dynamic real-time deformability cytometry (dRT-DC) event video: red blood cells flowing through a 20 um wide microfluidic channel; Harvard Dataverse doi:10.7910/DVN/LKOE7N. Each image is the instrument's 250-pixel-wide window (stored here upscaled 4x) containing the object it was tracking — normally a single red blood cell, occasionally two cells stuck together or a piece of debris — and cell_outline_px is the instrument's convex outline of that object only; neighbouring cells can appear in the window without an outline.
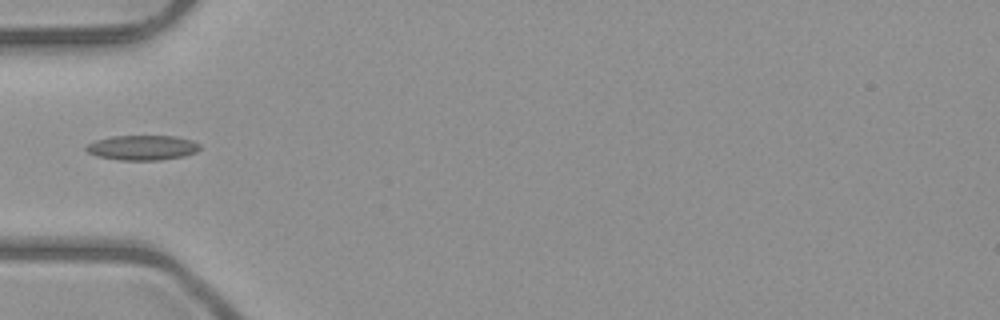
{"species": "common noctule bat (a hibernating species)", "species_latin": "Nyctalus noctula", "temperature_condition": "room temperature", "stored_images_in_passage": 3, "camera_frame_rate_fps": 3000, "um_per_image_px": 0.085, "animal": {"sex": "male", "body_mass_g": 23.1, "forearm_length_mm": 52.7}, "frame": {"image": 1, "passage_image": 1, "time_ms": 0.0, "image_size_px": [1000, 320], "cell_outline_px": [[200, 148], [196, 152], [184, 156], [160, 160], [120, 160], [96, 156], [88, 152], [84, 148], [88, 144], [96, 140], [112, 136], [176, 136], [192, 140], [200, 144]], "centroid_in_image_um": [12.11, 12.55], "position_along_channel_um": 72.9, "area_um2": 16.53}}
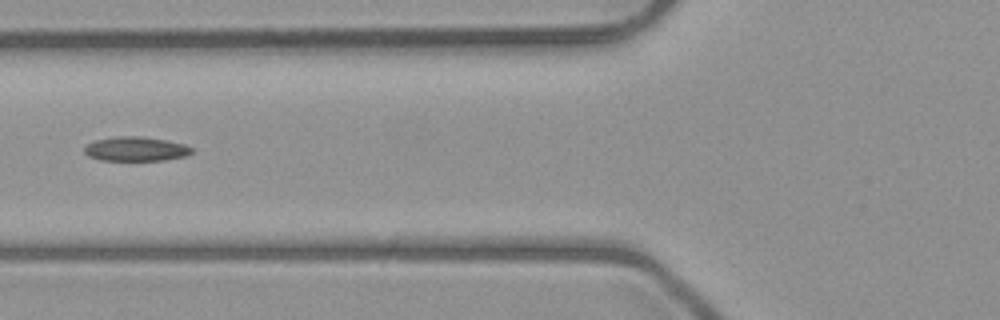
{"frame": {"image": 2, "passage_image": 2, "time_ms": 1.0, "image_size_px": [1000, 320], "cell_outline_px": [[192, 152], [188, 156], [164, 160], [100, 160], [88, 156], [84, 152], [84, 148], [88, 144], [96, 140], [116, 136], [144, 136], [184, 144], [192, 148]], "centroid_in_image_um": [11.55, 12.66], "position_along_channel_um": 114.2, "area_um2": 15.2}}
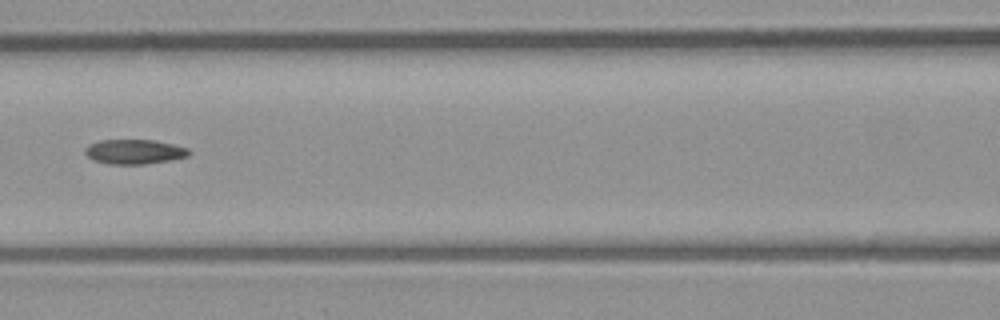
{"frame": {"image": 3, "passage_image": 3, "time_ms": 2.0, "image_size_px": [1000, 320], "cell_outline_px": [[192, 152], [188, 156], [172, 160], [148, 164], [108, 164], [92, 160], [84, 152], [84, 148], [88, 144], [100, 140], [152, 140], [172, 144], [188, 148]], "centroid_in_image_um": [11.41, 12.9], "position_along_channel_um": 155.2, "area_um2": 15.09}}